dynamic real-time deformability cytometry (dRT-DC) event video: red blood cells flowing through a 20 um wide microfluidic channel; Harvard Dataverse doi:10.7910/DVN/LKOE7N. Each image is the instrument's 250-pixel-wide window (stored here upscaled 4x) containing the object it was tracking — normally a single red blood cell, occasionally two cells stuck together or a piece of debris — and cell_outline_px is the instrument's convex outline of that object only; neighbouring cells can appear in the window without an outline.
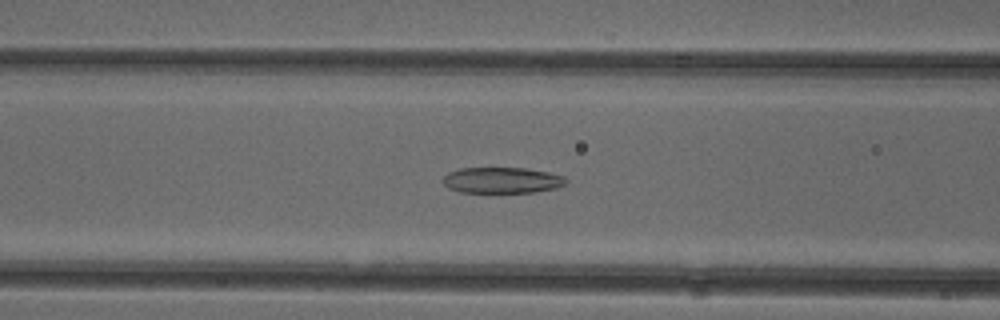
{"species": "common noctule bat (a hibernating species)", "species_latin": "Nyctalus noctula", "temperature_condition": "cold", "stored_images_in_passage": 36, "camera_frame_rate_fps": 3000, "um_per_image_px": 0.085, "animal": {"sex": "female"}, "frame": {"image": 1, "passage_image": 5, "time_ms": 1.333, "image_size_px": [1000, 320], "cell_outline_px": [[568, 180], [564, 184], [556, 188], [532, 192], [460, 192], [448, 188], [444, 184], [444, 176], [448, 172], [460, 168], [524, 168], [548, 172], [564, 176]], "centroid_in_image_um": [42.66, 15.31], "position_along_channel_um": 123.9, "area_um2": 18.5}}
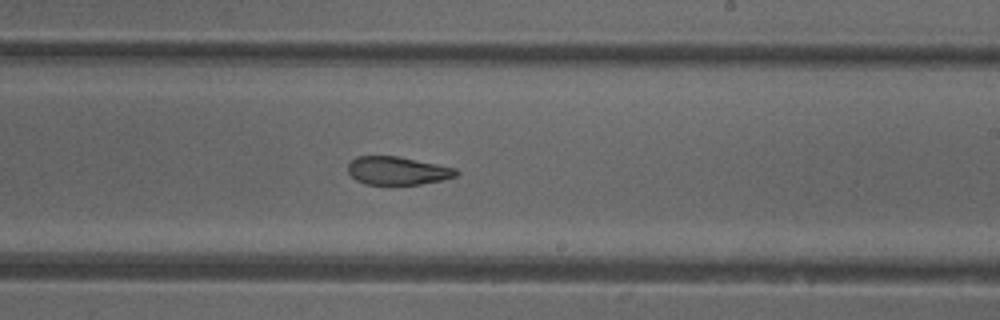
{"frame": {"image": 2, "passage_image": 15, "time_ms": 4.667, "image_size_px": [1000, 320], "cell_outline_px": [[460, 172], [456, 176], [440, 180], [420, 184], [364, 184], [356, 180], [348, 172], [348, 164], [356, 156], [396, 156], [456, 168]], "centroid_in_image_um": [33.77, 14.51], "position_along_channel_um": 255.2, "area_um2": 17.57}}
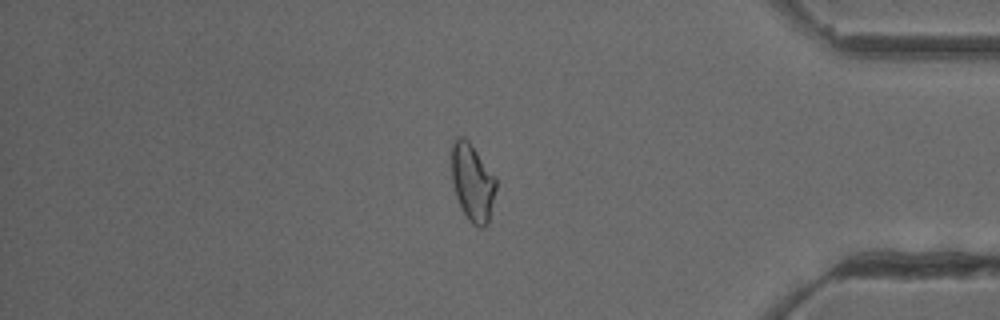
{"frame": {"image": 3, "passage_image": 28, "time_ms": 9.0, "image_size_px": [1000, 320], "cell_outline_px": [[496, 188], [488, 224], [484, 228], [480, 228], [472, 224], [468, 220], [456, 196], [452, 184], [452, 144], [456, 136], [464, 136], [468, 140], [496, 176]], "centroid_in_image_um": [40.17, 15.5], "position_along_channel_um": 395.0, "area_um2": 20.17}, "authors_computed_cell_mechanics": {"area_um2": 19.5942, "velocity_mm_per_s": 3.9436, "shape_relaxation_time_tau1_ms": null, "shape_relaxation_time_tau2_ms": 2.6799, "deformation_change_tau1": null, "deformation_change_tau2": 0.0924}}